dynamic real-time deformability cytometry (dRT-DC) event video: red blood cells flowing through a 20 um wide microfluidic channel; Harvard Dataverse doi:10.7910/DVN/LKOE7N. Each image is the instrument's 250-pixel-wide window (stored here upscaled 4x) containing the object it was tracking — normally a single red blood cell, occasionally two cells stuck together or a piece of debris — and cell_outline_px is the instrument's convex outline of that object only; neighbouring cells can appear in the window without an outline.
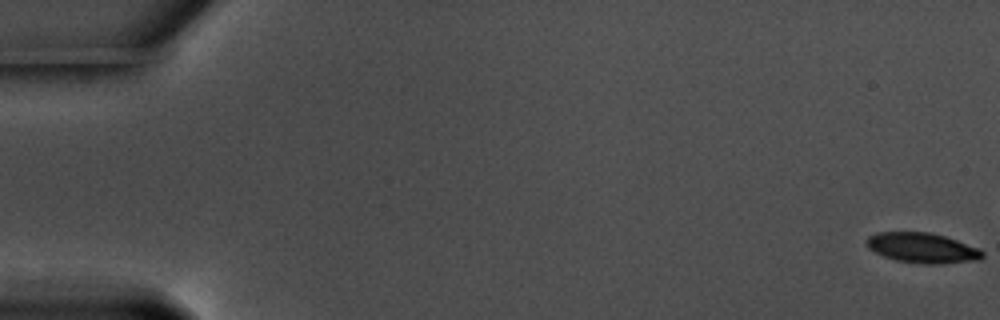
{"species": "common noctule bat (a hibernating species)", "species_latin": "Nyctalus noctula", "temperature_condition": "warm", "stored_images_in_passage": 19, "camera_frame_rate_fps": 3000, "um_per_image_px": 0.085, "animal": {"sex": "male", "body_mass_g": 17.5, "forearm_length_mm": 52.3}, "frame": {"image": 1, "passage_image": 1, "time_ms": 0.0, "image_size_px": [1000, 320], "cell_outline_px": [[984, 256], [980, 260], [940, 264], [924, 264], [896, 260], [884, 256], [868, 248], [864, 244], [864, 240], [868, 236], [876, 232], [928, 232], [944, 236], [956, 240], [976, 248], [984, 252]], "centroid_in_image_um": [78.35, 21.07], "position_along_channel_um": 6.6, "area_um2": 20.35}}